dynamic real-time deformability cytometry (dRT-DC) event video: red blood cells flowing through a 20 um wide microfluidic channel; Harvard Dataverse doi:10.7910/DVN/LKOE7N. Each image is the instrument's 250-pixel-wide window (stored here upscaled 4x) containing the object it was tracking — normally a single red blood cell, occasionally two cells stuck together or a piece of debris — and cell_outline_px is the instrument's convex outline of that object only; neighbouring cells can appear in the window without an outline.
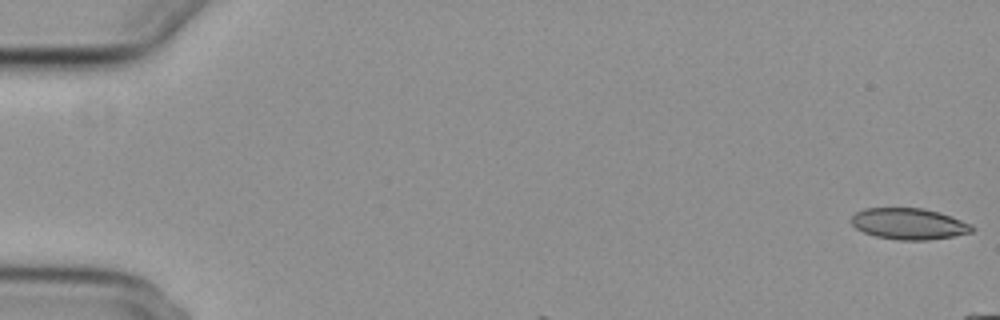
{"species": "common noctule bat (a hibernating species)", "species_latin": "Nyctalus noctula", "temperature_condition": "cold", "stored_images_in_passage": 7, "camera_frame_rate_fps": 3000, "um_per_image_px": 0.085, "animal": {"sex": "female", "body_mass_g": 29.2, "forearm_length_mm": 56.3}, "frame": {"image": 1, "passage_image": 1, "time_ms": 0.0, "image_size_px": [1000, 320], "cell_outline_px": [[976, 228], [972, 232], [952, 236], [928, 240], [900, 240], [876, 236], [864, 232], [856, 228], [852, 224], [852, 216], [856, 212], [864, 208], [924, 208], [952, 216], [972, 224]], "centroid_in_image_um": [77.29, 19.02], "position_along_channel_um": 7.7, "area_um2": 21.96}}